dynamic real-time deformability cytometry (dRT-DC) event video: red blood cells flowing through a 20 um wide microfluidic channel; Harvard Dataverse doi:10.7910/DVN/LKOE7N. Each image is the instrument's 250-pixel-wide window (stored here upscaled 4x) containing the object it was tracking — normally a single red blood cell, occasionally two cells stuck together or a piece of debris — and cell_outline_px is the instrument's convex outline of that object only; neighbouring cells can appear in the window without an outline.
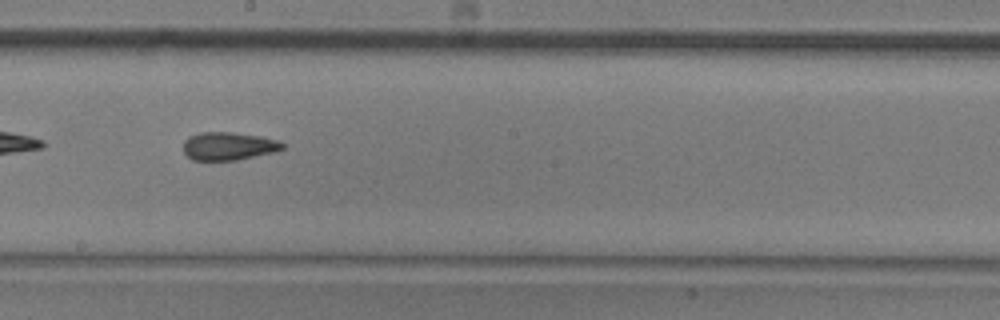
{"species": "common noctule bat (a hibernating species)", "species_latin": "Nyctalus noctula", "temperature_condition": "room temperature", "stored_images_in_passage": 31, "camera_frame_rate_fps": 3000, "um_per_image_px": 0.085, "animal": {"sex": "male", "body_mass_g": 20.5, "forearm_length_mm": 52.5}, "frame": {"image": 1, "passage_image": 14, "time_ms": 4.333, "image_size_px": [1000, 320], "cell_outline_px": [[284, 148], [276, 152], [236, 160], [192, 160], [184, 152], [184, 140], [188, 136], [200, 132], [232, 132], [260, 136], [280, 140], [284, 144]], "centroid_in_image_um": [19.44, 12.41], "position_along_channel_um": 228.8, "area_um2": 16.36}}